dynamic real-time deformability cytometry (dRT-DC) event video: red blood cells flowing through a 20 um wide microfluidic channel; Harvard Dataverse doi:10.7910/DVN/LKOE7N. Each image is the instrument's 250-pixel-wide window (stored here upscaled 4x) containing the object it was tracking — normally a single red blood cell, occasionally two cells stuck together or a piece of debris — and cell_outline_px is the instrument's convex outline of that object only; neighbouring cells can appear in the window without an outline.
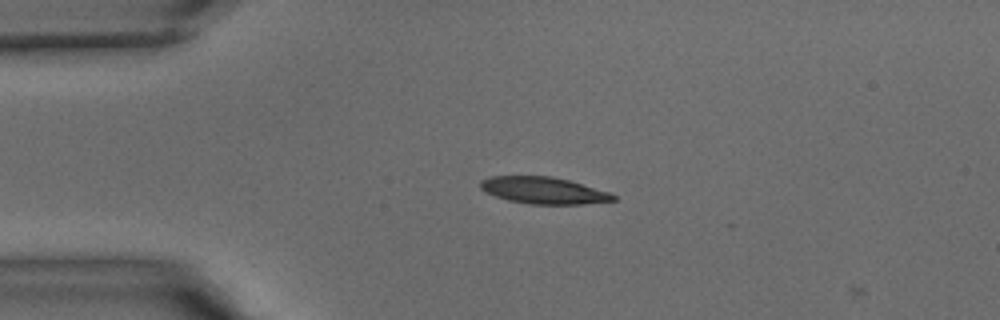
{"species": "common noctule bat (a hibernating species)", "species_latin": "Nyctalus noctula", "temperature_condition": "warm", "stored_images_in_passage": 2, "camera_frame_rate_fps": 3000, "um_per_image_px": 0.085, "animal": {"sex": "male", "body_mass_g": 15.6}, "frame": {"image": 1, "passage_image": 1, "time_ms": 0.0, "image_size_px": [1000, 320], "cell_outline_px": [[616, 200], [584, 204], [528, 204], [508, 200], [484, 192], [480, 188], [480, 180], [492, 176], [552, 176], [568, 180], [608, 192], [616, 196]], "centroid_in_image_um": [46.16, 16.19], "position_along_channel_um": 38.8, "area_um2": 20.63}}